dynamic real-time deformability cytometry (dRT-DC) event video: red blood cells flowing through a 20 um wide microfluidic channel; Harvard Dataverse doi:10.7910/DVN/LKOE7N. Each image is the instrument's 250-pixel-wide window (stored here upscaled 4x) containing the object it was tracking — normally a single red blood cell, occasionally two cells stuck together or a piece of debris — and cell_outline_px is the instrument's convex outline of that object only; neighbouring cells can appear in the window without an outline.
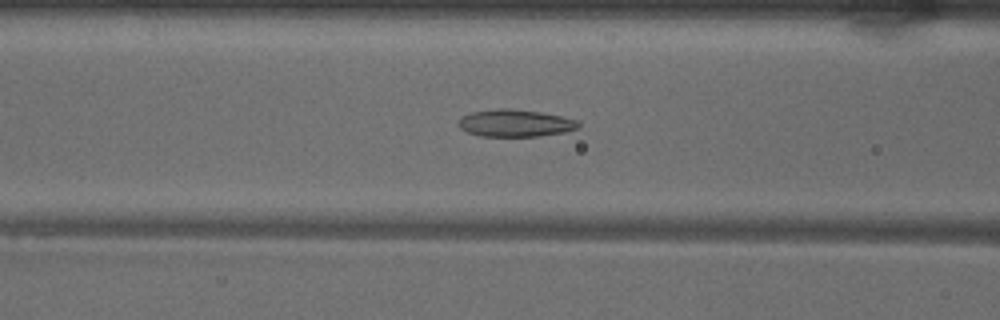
{"species": "common noctule bat (a hibernating species)", "species_latin": "Nyctalus noctula", "temperature_condition": "warm", "stored_images_in_passage": 49, "camera_frame_rate_fps": 3000, "um_per_image_px": 0.085, "animal": {"sex": "male", "body_mass_g": 18.8}, "frame": {"image": 1, "passage_image": 19, "time_ms": 6.0, "image_size_px": [1000, 320], "cell_outline_px": [[580, 128], [564, 132], [540, 136], [480, 136], [468, 132], [460, 128], [460, 116], [472, 112], [500, 108], [508, 108], [540, 112], [560, 116], [576, 120], [580, 124]], "centroid_in_image_um": [43.8, 10.47], "position_along_channel_um": 122.8, "area_um2": 18.9}}
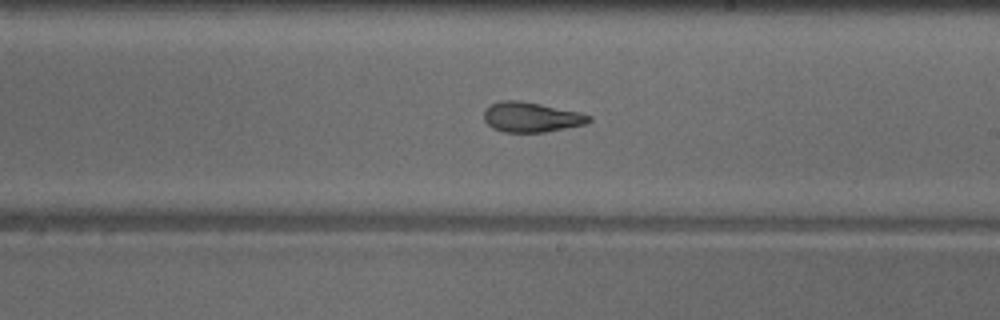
{"frame": {"image": 2, "passage_image": 28, "time_ms": 9.0, "image_size_px": [1000, 320], "cell_outline_px": [[592, 120], [584, 124], [544, 132], [504, 132], [492, 128], [484, 120], [484, 108], [500, 100], [520, 100], [580, 112], [592, 116]], "centroid_in_image_um": [45.13, 9.95], "position_along_channel_um": 243.9, "area_um2": 18.32}}
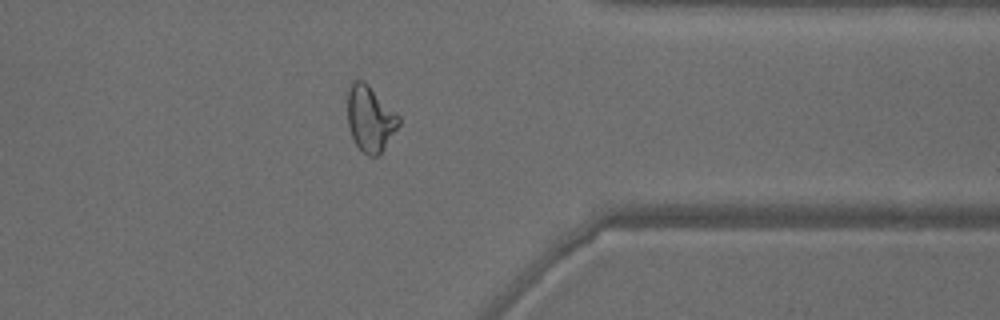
{"frame": {"image": 3, "passage_image": 39, "time_ms": 12.667, "image_size_px": [1000, 320], "cell_outline_px": [[400, 124], [380, 156], [368, 156], [352, 140], [348, 124], [348, 88], [352, 80], [364, 80], [400, 116]], "centroid_in_image_um": [31.47, 10.09], "position_along_channel_um": 379.9, "area_um2": 19.83}, "authors_computed_cell_mechanics": {"area_um2": 20.3456, "velocity_mm_per_s": 4.036, "shape_relaxation_time_tau1_ms": null, "shape_relaxation_time_tau2_ms": 1.8833, "deformation_change_tau1": null, "deformation_change_tau2": 0.091}}